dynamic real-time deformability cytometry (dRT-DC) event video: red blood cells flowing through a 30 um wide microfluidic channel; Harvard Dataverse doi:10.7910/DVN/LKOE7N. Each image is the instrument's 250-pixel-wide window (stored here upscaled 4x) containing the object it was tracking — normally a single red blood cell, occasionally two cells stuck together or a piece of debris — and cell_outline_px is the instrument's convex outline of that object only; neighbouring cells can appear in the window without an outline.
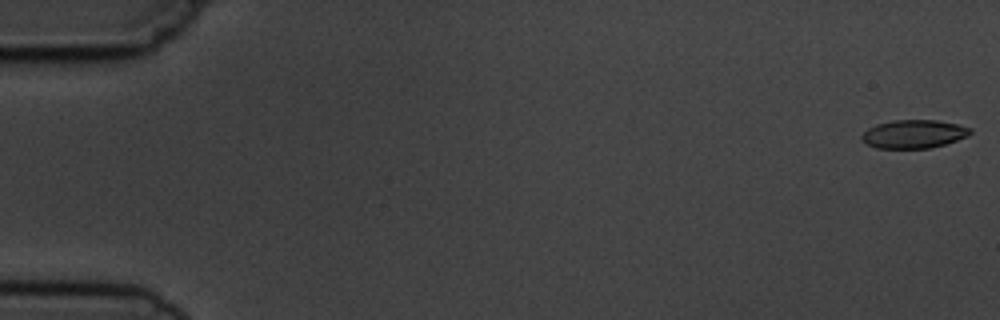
{"species": "common noctule bat (a hibernating species)", "species_latin": "Nyctalus noctula", "temperature_condition": "cold", "stored_images_in_passage": 5, "camera_frame_rate_fps": 3000, "um_per_image_px": 0.085, "animal": {"sex": "male", "body_mass_g": 19.5, "forearm_length_mm": 54.6}, "frame": {"image": 1, "passage_image": 1, "time_ms": 0.0, "image_size_px": [1000, 320], "cell_outline_px": [[972, 132], [968, 136], [944, 144], [928, 148], [876, 148], [860, 140], [860, 136], [868, 128], [876, 124], [892, 120], [936, 120], [960, 124], [972, 128]], "centroid_in_image_um": [77.67, 11.38], "position_along_channel_um": 7.3, "area_um2": 18.03}}
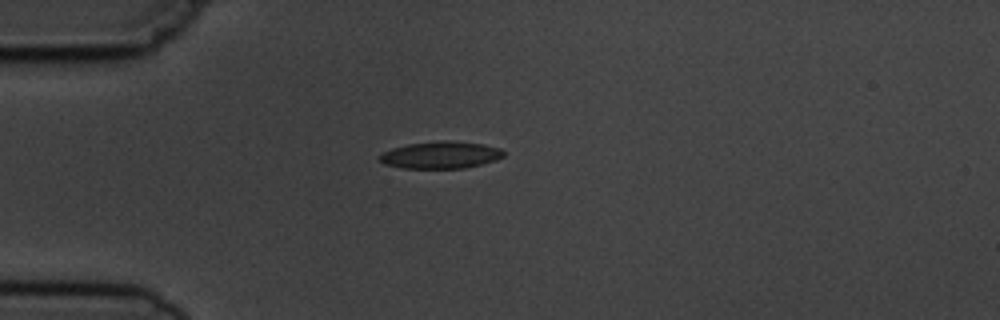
{"frame": {"image": 2, "passage_image": 5, "time_ms": 4.667, "image_size_px": [1000, 320], "cell_outline_px": [[504, 156], [496, 160], [464, 168], [404, 168], [384, 164], [376, 156], [380, 152], [392, 148], [408, 144], [440, 140], [448, 140], [484, 144], [500, 148], [504, 152]], "centroid_in_image_um": [37.42, 13.16], "position_along_channel_um": 47.6, "area_um2": 19.71}}